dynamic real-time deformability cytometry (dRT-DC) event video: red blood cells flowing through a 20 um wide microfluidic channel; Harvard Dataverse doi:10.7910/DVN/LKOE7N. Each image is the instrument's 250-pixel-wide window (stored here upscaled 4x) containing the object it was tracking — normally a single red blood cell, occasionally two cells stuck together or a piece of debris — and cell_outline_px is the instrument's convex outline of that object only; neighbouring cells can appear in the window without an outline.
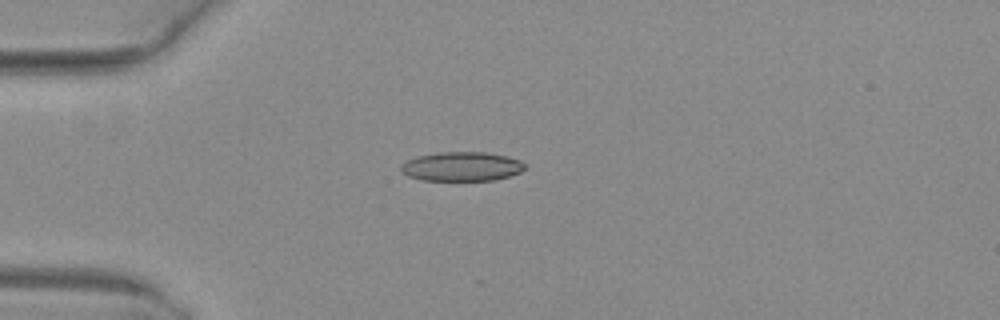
{"species": "common noctule bat (a hibernating species)", "species_latin": "Nyctalus noctula", "temperature_condition": "warm", "stored_images_in_passage": 3, "camera_frame_rate_fps": 3000, "um_per_image_px": 0.085, "animal": {"sex": "female", "body_mass_g": 29.2, "forearm_length_mm": 56.3}, "frame": {"image": 1, "passage_image": 1, "time_ms": 0.0, "image_size_px": [1000, 320], "cell_outline_px": [[528, 168], [520, 172], [508, 176], [492, 180], [420, 180], [408, 176], [400, 172], [400, 164], [416, 156], [440, 152], [488, 152], [508, 156], [520, 160], [528, 164]], "centroid_in_image_um": [39.26, 14.14], "position_along_channel_um": 45.7, "area_um2": 21.39}}
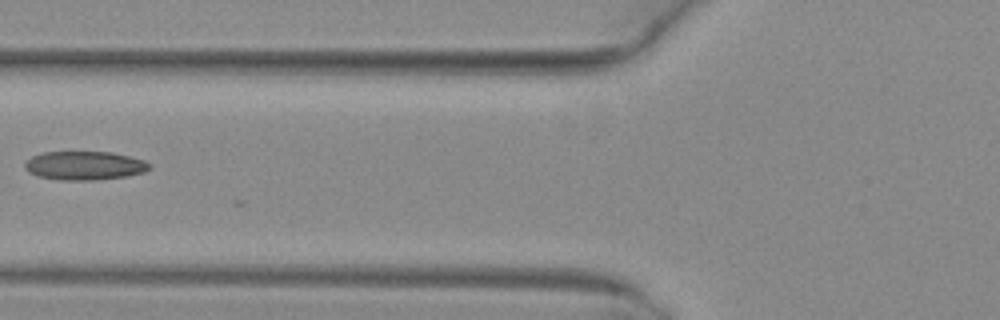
{"frame": {"image": 2, "passage_image": 3, "time_ms": 0.667, "image_size_px": [1000, 320], "cell_outline_px": [[152, 168], [144, 172], [128, 176], [96, 180], [60, 180], [36, 176], [28, 172], [24, 168], [24, 164], [32, 156], [44, 152], [112, 152], [144, 160], [152, 164]], "centroid_in_image_um": [7.2, 14.08], "position_along_channel_um": 118.6, "area_um2": 21.04}}